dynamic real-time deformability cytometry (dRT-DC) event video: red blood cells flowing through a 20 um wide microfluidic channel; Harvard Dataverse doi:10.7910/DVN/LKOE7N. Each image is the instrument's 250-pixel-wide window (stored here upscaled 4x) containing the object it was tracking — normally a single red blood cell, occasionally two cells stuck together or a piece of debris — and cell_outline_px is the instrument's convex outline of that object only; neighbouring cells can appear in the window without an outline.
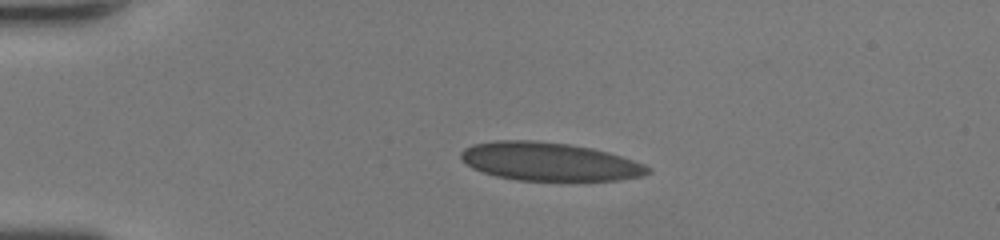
{"species": "human", "species_latin": "Homo sapiens", "temperature_condition": "room temperature", "stored_images_in_passage": 38, "camera_frame_rate_fps": 3000, "um_per_image_px": 0.085, "donor": {"sex": "female"}, "frame": {"image": 1, "passage_image": 1, "time_ms": 0.0, "image_size_px": [1000, 240], "cell_outline_px": [[652, 172], [644, 176], [620, 180], [516, 180], [496, 176], [472, 168], [460, 160], [460, 152], [464, 148], [472, 144], [496, 140], [536, 140], [568, 144], [592, 148], [608, 152], [644, 164], [652, 168]], "centroid_in_image_um": [46.68, 13.73], "position_along_channel_um": 38.3, "area_um2": 41.91}}
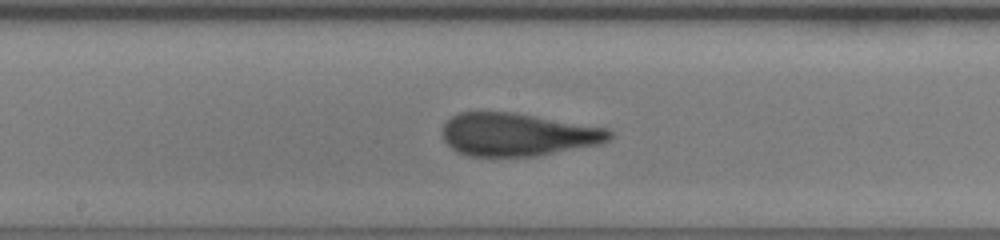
{"frame": {"image": 2, "passage_image": 16, "time_ms": 5.0, "image_size_px": [1000, 240], "cell_outline_px": [[612, 136], [608, 140], [600, 144], [536, 156], [468, 156], [452, 148], [444, 140], [444, 124], [452, 116], [460, 112], [516, 112], [608, 128], [612, 132]], "centroid_in_image_um": [44.03, 11.43], "position_along_channel_um": 204.2, "area_um2": 41.73}}
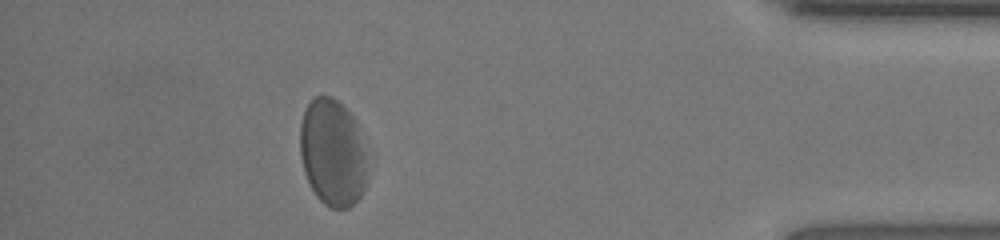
{"frame": {"image": 3, "passage_image": 33, "time_ms": 10.667, "image_size_px": [1000, 240], "cell_outline_px": [[364, 188], [360, 196], [348, 208], [328, 208], [316, 196], [304, 172], [300, 156], [300, 124], [304, 112], [308, 104], [316, 96], [332, 96], [356, 120], [364, 152]], "centroid_in_image_um": [28.22, 12.98], "position_along_channel_um": 407.0, "area_um2": 41.33}, "authors_computed_cell_mechanics": {"area_um2": 42.4541, "velocity_mm_per_s": 4.3093, "shape_relaxation_time_tau1_ms": 6.0461, "shape_relaxation_time_tau2_ms": 0.646, "deformation_change_tau1": 0.1502, "deformation_change_tau2": 0.0471}}